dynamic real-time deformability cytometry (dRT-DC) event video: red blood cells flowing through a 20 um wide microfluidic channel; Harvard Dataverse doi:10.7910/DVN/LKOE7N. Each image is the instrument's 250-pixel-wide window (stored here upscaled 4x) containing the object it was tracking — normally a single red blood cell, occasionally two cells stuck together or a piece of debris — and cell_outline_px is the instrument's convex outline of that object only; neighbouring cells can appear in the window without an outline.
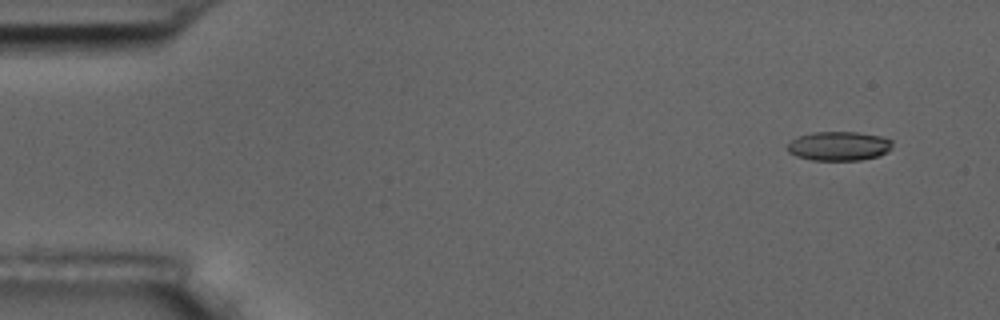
{"species": "common noctule bat (a hibernating species)", "species_latin": "Nyctalus noctula", "temperature_condition": "room temperature", "stored_images_in_passage": 2, "camera_frame_rate_fps": 3000, "um_per_image_px": 0.085, "animal": {"sex": "male", "body_mass_g": 17.5, "forearm_length_mm": 52.3}, "frame": {"image": 1, "passage_image": 2, "time_ms": 1.333, "image_size_px": [1000, 320], "cell_outline_px": [[892, 148], [888, 152], [880, 156], [860, 160], [812, 160], [796, 156], [788, 152], [784, 148], [792, 140], [800, 136], [812, 132], [860, 132], [880, 136], [892, 140]], "centroid_in_image_um": [71.32, 12.42], "position_along_channel_um": 13.7, "area_um2": 18.03}}